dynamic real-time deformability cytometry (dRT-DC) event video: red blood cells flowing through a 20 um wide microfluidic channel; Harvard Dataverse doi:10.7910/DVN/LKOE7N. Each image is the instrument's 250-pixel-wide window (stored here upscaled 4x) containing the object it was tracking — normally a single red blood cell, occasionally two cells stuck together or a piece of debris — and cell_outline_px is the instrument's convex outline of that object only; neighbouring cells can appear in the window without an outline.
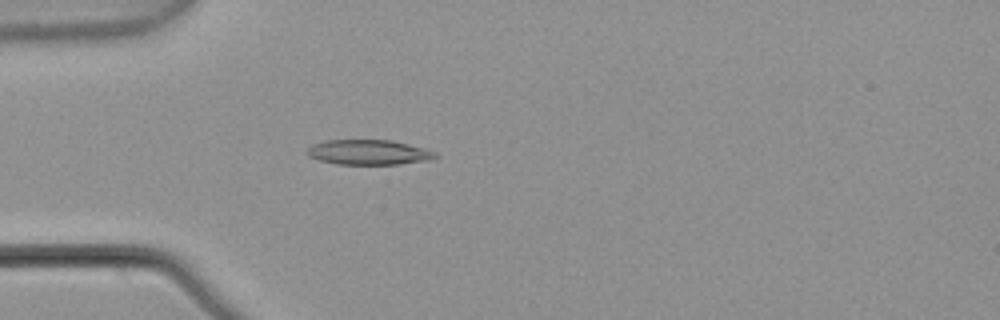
{"species": "common noctule bat (a hibernating species)", "species_latin": "Nyctalus noctula", "temperature_condition": "warm", "stored_images_in_passage": 4, "camera_frame_rate_fps": 3000, "um_per_image_px": 0.085, "animal": {"sex": "male", "body_mass_g": 21.5, "forearm_length_mm": 52.0}, "frame": {"image": 1, "passage_image": 4, "time_ms": 1.0, "image_size_px": [1000, 320], "cell_outline_px": [[440, 156], [432, 160], [400, 164], [336, 164], [320, 160], [308, 156], [304, 152], [312, 144], [324, 140], [392, 140], [424, 148], [436, 152]], "centroid_in_image_um": [31.35, 12.94], "position_along_channel_um": 53.7, "area_um2": 18.9}}